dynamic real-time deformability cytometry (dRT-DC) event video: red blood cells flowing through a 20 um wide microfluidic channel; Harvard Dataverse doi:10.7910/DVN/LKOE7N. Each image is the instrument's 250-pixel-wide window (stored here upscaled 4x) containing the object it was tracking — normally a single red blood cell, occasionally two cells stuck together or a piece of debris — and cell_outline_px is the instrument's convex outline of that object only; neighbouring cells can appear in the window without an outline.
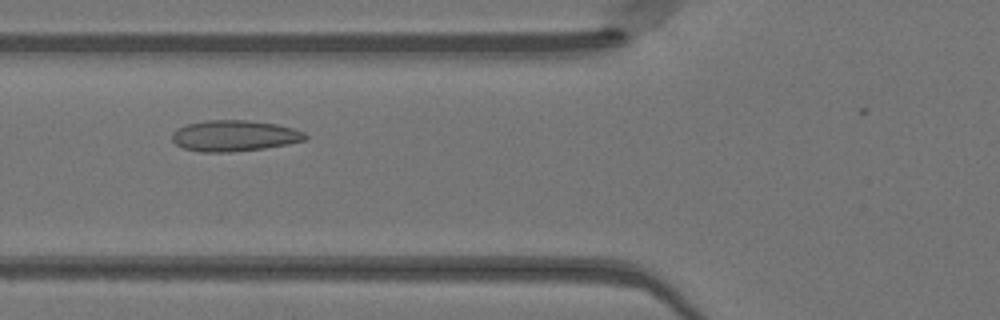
{"species": "Egyptian fruit bat (a non-hibernating species)", "species_latin": "Rousettus aegyptiacus", "temperature_condition": "warm", "stored_images_in_passage": 24, "camera_frame_rate_fps": 3000, "um_per_image_px": 0.085, "animal": {"sex": "female"}, "frame": {"image": 1, "passage_image": 15, "time_ms": 4.667, "image_size_px": [1000, 320], "cell_outline_px": [[308, 136], [304, 140], [288, 144], [264, 148], [228, 152], [200, 152], [184, 148], [176, 144], [172, 140], [172, 132], [176, 128], [184, 124], [204, 120], [244, 120], [276, 124], [292, 128], [304, 132]], "centroid_in_image_um": [19.87, 11.53], "position_along_channel_um": 105.9, "area_um2": 24.1}}
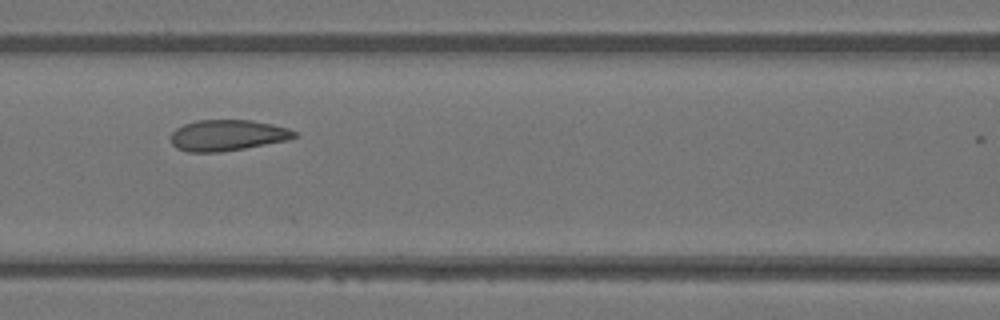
{"frame": {"image": 2, "passage_image": 18, "time_ms": 5.667, "image_size_px": [1000, 320], "cell_outline_px": [[296, 136], [288, 140], [244, 148], [220, 152], [188, 152], [176, 148], [172, 144], [172, 132], [176, 128], [184, 124], [196, 120], [252, 120], [272, 124], [288, 128], [296, 132]], "centroid_in_image_um": [19.32, 11.49], "position_along_channel_um": 147.3, "area_um2": 22.25}}
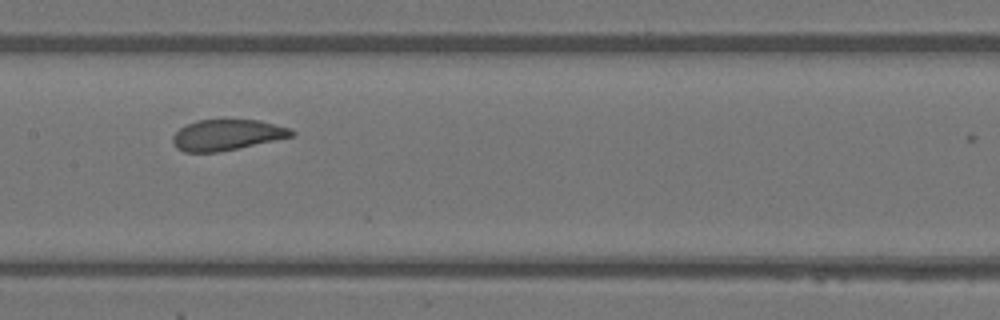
{"frame": {"image": 3, "passage_image": 21, "time_ms": 6.667, "image_size_px": [1000, 320], "cell_outline_px": [[296, 132], [292, 136], [276, 140], [216, 152], [184, 152], [176, 148], [172, 144], [172, 136], [180, 128], [196, 120], [260, 120], [292, 128]], "centroid_in_image_um": [19.29, 11.46], "position_along_channel_um": 188.1, "area_um2": 21.27}}